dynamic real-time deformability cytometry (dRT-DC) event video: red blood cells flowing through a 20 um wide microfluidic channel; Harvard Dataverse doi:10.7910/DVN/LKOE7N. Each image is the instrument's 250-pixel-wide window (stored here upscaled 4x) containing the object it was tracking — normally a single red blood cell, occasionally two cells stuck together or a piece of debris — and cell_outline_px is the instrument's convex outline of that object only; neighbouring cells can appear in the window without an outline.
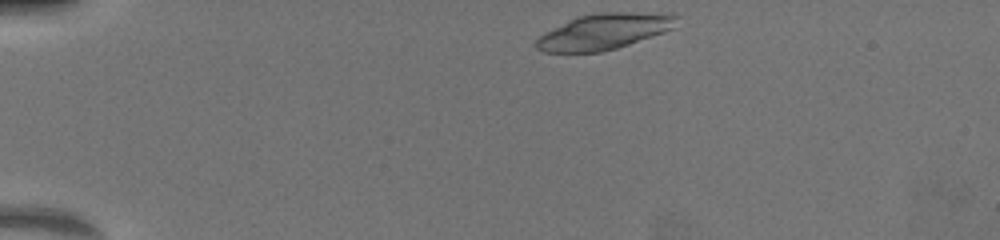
{"species": "common noctule bat (a hibernating species)", "species_latin": "Nyctalus noctula", "temperature_condition": "warm", "stored_images_in_passage": 46, "camera_frame_rate_fps": 3000, "um_per_image_px": 0.085, "animal": {"sex": "female", "body_mass_g": 19.5, "forearm_length_mm": 54.1}, "frame": {"image": 1, "passage_image": 1, "time_ms": 0.0, "image_size_px": [1000, 240], "cell_outline_px": [[676, 16], [672, 28], [664, 32], [616, 48], [600, 52], [544, 52], [536, 48], [536, 40], [544, 32], [576, 16], [600, 12], [672, 12]], "centroid_in_image_um": [51.33, 2.66], "position_along_channel_um": 33.7, "area_um2": 29.25}}
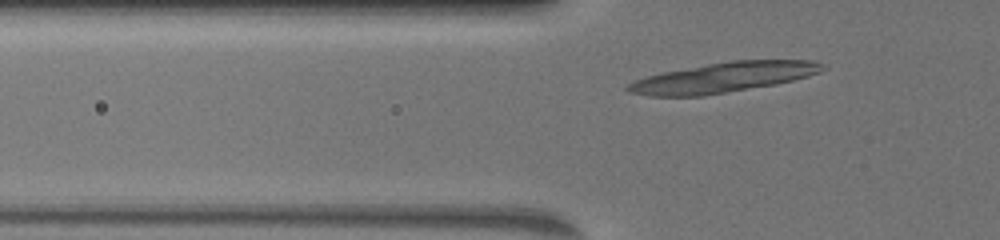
{"frame": {"image": 2, "passage_image": 10, "time_ms": 3.0, "image_size_px": [1000, 240], "cell_outline_px": [[824, 68], [820, 72], [808, 76], [776, 84], [704, 96], [648, 96], [628, 92], [624, 88], [632, 80], [664, 72], [708, 64], [732, 60], [812, 60], [824, 64]], "centroid_in_image_um": [61.45, 6.59], "position_along_channel_um": 64.3, "area_um2": 33.93}}